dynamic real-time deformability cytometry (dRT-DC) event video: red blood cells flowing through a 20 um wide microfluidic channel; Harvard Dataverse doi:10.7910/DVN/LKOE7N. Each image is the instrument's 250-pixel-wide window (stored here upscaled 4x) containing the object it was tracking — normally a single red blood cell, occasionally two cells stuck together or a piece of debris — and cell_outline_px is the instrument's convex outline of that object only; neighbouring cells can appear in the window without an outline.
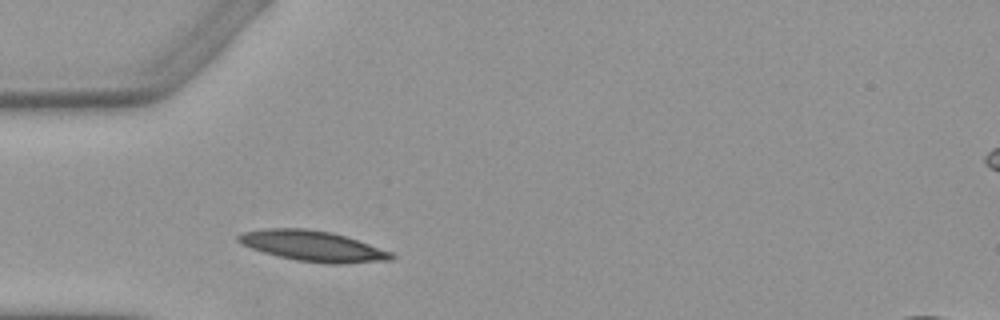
{"species": "Egyptian fruit bat (a non-hibernating species)", "species_latin": "Rousettus aegyptiacus", "temperature_condition": "warm", "stored_images_in_passage": 3, "camera_frame_rate_fps": 3000, "um_per_image_px": 0.085, "animal": {"sex": "female"}, "frame": {"image": 1, "passage_image": 2, "time_ms": 1.333, "image_size_px": [1000, 320], "cell_outline_px": [[396, 256], [392, 260], [344, 264], [324, 264], [296, 260], [276, 256], [240, 244], [236, 240], [236, 236], [244, 232], [264, 228], [304, 228], [332, 232], [392, 252]], "centroid_in_image_um": [26.57, 20.92], "position_along_channel_um": 58.4, "area_um2": 27.34}}